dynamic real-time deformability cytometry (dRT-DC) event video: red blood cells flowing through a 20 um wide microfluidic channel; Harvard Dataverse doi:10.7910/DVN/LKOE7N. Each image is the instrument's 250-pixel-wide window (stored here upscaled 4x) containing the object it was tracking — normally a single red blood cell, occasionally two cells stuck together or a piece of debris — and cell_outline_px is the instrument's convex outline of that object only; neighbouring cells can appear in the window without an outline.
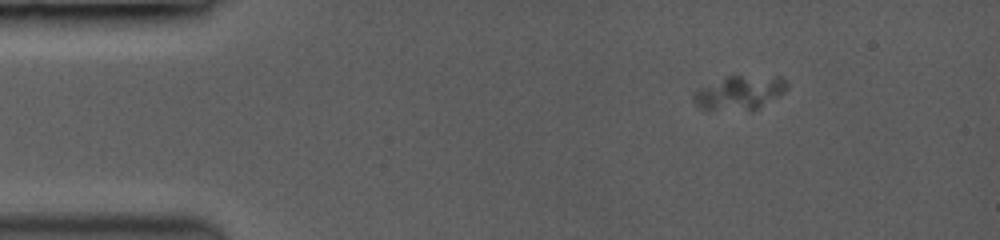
{"species": "common noctule bat (a hibernating species)", "species_latin": "Nyctalus noctula", "temperature_condition": "room temperature", "stored_images_in_passage": 53, "camera_frame_rate_fps": 3500, "um_per_image_px": 0.085, "animal": {"sex": "female", "body_mass_g": 19.0, "forearm_length_mm": 53.3}, "frame": {"image": 1, "passage_image": 1, "time_ms": 0.0, "image_size_px": [1000, 240], "cell_outline_px": [[788, 88], [780, 96], [752, 112], [708, 112], [700, 108], [692, 100], [692, 92], [700, 88], [728, 76], [780, 76], [788, 84]], "centroid_in_image_um": [62.84, 7.95], "position_along_channel_um": 22.2, "area_um2": 19.36}}
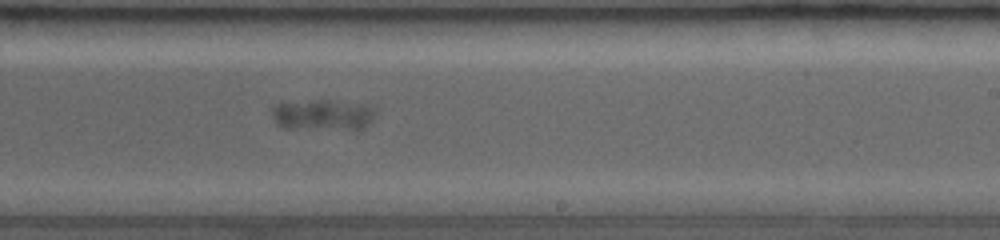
{"frame": {"image": 2, "passage_image": 31, "time_ms": 8.571, "image_size_px": [1000, 240], "cell_outline_px": [[368, 124], [364, 128], [284, 128], [272, 116], [272, 108], [280, 104], [328, 104], [364, 108], [368, 112]], "centroid_in_image_um": [27.2, 9.88], "position_along_channel_um": 261.8, "area_um2": 15.26}}
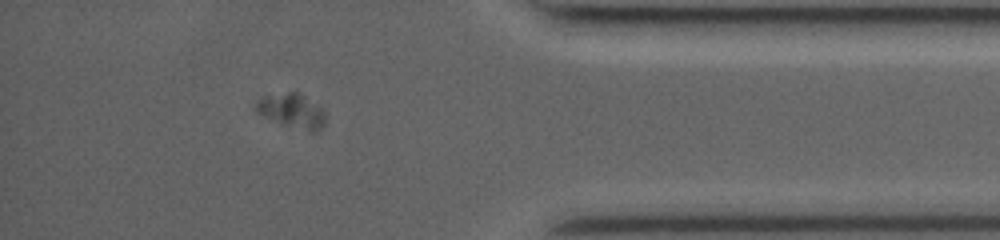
{"frame": {"image": 3, "passage_image": 46, "time_ms": 12.857, "image_size_px": [1000, 240], "cell_outline_px": [[324, 124], [320, 132], [308, 132], [264, 116], [256, 112], [252, 108], [264, 96], [288, 92], [300, 92], [324, 108]], "centroid_in_image_um": [24.87, 9.42], "position_along_channel_um": 410.3, "area_um2": 13.87}}